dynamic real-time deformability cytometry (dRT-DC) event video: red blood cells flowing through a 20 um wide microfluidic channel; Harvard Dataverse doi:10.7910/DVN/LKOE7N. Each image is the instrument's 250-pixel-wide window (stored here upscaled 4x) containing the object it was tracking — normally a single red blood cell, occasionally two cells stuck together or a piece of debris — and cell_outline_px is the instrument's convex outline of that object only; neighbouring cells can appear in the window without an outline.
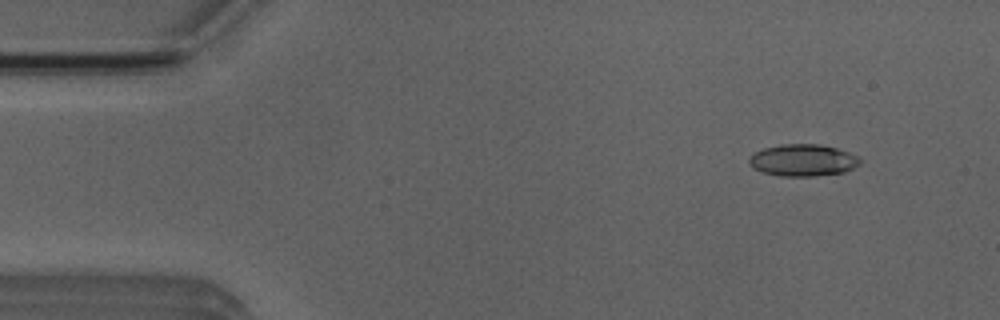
{"species": "Egyptian fruit bat (a non-hibernating species)", "species_latin": "Rousettus aegyptiacus", "temperature_condition": "room temperature", "stored_images_in_passage": 6, "camera_frame_rate_fps": 3000, "um_per_image_px": 0.085, "animal": {"sex": "male"}, "frame": {"image": 1, "passage_image": 2, "time_ms": 1.0, "image_size_px": [1000, 320], "cell_outline_px": [[864, 160], [860, 164], [844, 172], [812, 176], [780, 176], [760, 172], [752, 168], [748, 160], [748, 156], [764, 148], [780, 144], [820, 144], [836, 148], [848, 152]], "centroid_in_image_um": [68.22, 13.62], "position_along_channel_um": 16.8, "area_um2": 20.75}}
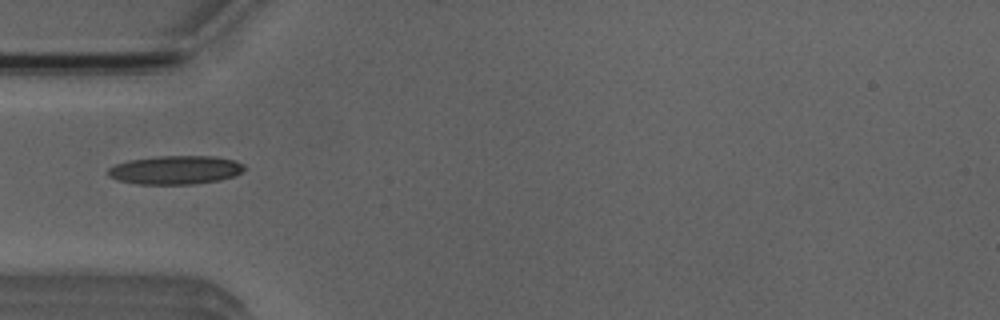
{"frame": {"image": 2, "passage_image": 5, "time_ms": 4.667, "image_size_px": [1000, 320], "cell_outline_px": [[244, 168], [240, 172], [232, 176], [220, 180], [192, 184], [136, 184], [116, 180], [108, 176], [108, 168], [116, 164], [128, 160], [156, 156], [216, 156], [232, 160], [244, 164]], "centroid_in_image_um": [14.86, 14.44], "position_along_channel_um": 70.1, "area_um2": 22.72}}